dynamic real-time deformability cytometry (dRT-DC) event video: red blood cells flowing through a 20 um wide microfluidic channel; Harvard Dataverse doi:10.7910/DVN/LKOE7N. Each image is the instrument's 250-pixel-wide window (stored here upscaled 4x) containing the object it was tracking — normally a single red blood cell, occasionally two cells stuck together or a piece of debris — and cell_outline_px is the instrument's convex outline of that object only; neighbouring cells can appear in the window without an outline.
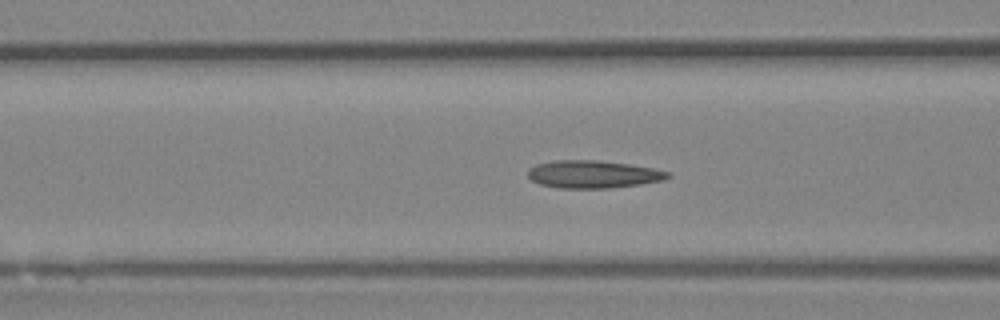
{"species": "Egyptian fruit bat (a non-hibernating species)", "species_latin": "Rousettus aegyptiacus", "temperature_condition": "room temperature", "stored_images_in_passage": 51, "camera_frame_rate_fps": 3000, "um_per_image_px": 0.085, "animal": {"sex": "female"}, "frame": {"image": 1, "passage_image": 19, "time_ms": 6.0, "image_size_px": [1000, 320], "cell_outline_px": [[672, 176], [664, 180], [640, 184], [608, 188], [560, 188], [540, 184], [532, 180], [528, 176], [528, 168], [536, 164], [556, 160], [600, 160], [632, 164], [672, 172]], "centroid_in_image_um": [50.45, 14.8], "position_along_channel_um": 116.2, "area_um2": 22.72}}
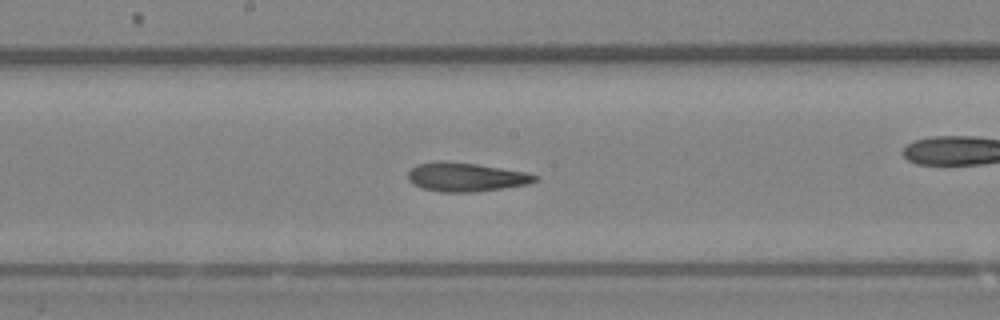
{"frame": {"image": 2, "passage_image": 26, "time_ms": 8.333, "image_size_px": [1000, 320], "cell_outline_px": [[540, 180], [528, 184], [504, 188], [476, 192], [440, 192], [420, 188], [412, 184], [408, 180], [408, 172], [416, 164], [436, 160], [476, 164], [528, 172], [540, 176]], "centroid_in_image_um": [39.61, 15.05], "position_along_channel_um": 208.6, "area_um2": 21.73}}
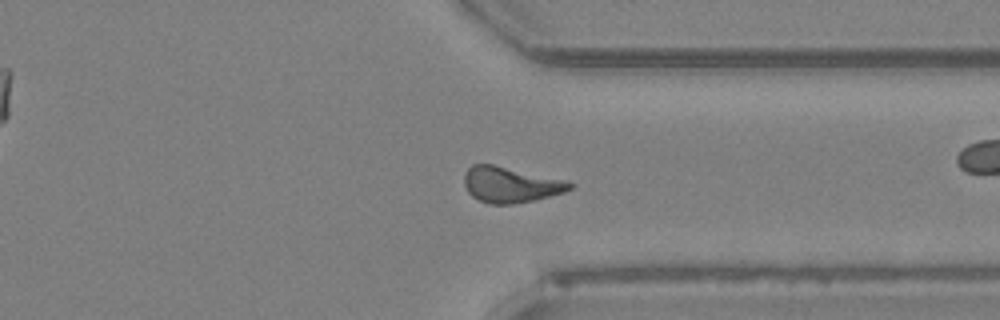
{"frame": {"image": 3, "passage_image": 38, "time_ms": 12.333, "image_size_px": [1000, 320], "cell_outline_px": [[572, 188], [564, 192], [536, 200], [512, 204], [492, 204], [480, 200], [472, 196], [468, 192], [464, 184], [464, 172], [472, 164], [492, 164], [568, 180], [572, 184]], "centroid_in_image_um": [43.39, 15.69], "position_along_channel_um": 368.0, "area_um2": 22.02}, "authors_computed_cell_mechanics": {"area_um2": 21.7328, "velocity_mm_per_s": 3.9876, "shape_relaxation_time_tau1_ms": null, "shape_relaxation_time_tau2_ms": 2.7535, "deformation_change_tau1": null, "deformation_change_tau2": 0.1006}}